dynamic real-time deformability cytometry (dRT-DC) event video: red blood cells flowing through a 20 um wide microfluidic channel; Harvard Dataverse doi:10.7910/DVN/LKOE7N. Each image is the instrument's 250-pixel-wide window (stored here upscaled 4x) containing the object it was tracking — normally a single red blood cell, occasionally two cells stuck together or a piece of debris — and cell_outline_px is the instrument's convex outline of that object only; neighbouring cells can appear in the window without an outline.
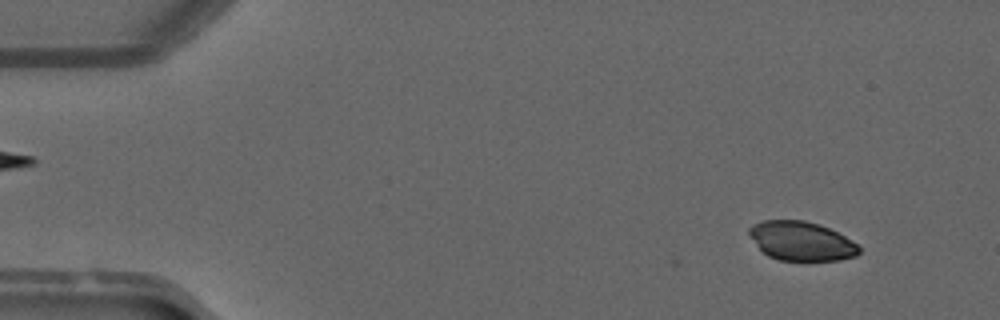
{"species": "common noctule bat (a hibernating species)", "species_latin": "Nyctalus noctula", "temperature_condition": "warm", "stored_images_in_passage": 49, "camera_frame_rate_fps": 3000, "um_per_image_px": 0.085, "animal": {"sex": "male", "forearm_length_mm": 52.5}, "frame": {"image": 1, "passage_image": 4, "time_ms": 1.0, "image_size_px": [1000, 320], "cell_outline_px": [[860, 252], [856, 256], [840, 260], [780, 260], [768, 256], [748, 236], [748, 228], [752, 224], [764, 220], [804, 220], [820, 224], [844, 236], [856, 244], [860, 248]], "centroid_in_image_um": [68.08, 20.48], "position_along_channel_um": 16.9, "area_um2": 24.97}}
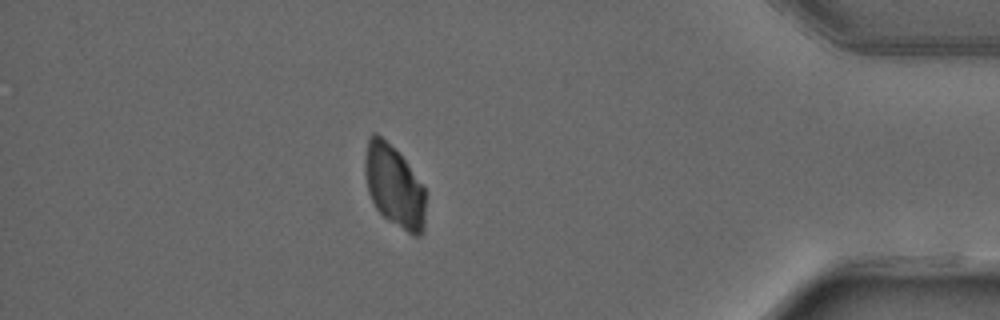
{"frame": {"image": 2, "passage_image": 43, "time_ms": 14.0, "image_size_px": [1000, 320], "cell_outline_px": [[424, 228], [420, 236], [412, 236], [388, 220], [376, 208], [368, 192], [364, 172], [364, 156], [368, 136], [372, 132], [376, 132], [404, 160], [424, 188]], "centroid_in_image_um": [33.46, 15.84], "position_along_channel_um": 401.7, "area_um2": 28.67}}